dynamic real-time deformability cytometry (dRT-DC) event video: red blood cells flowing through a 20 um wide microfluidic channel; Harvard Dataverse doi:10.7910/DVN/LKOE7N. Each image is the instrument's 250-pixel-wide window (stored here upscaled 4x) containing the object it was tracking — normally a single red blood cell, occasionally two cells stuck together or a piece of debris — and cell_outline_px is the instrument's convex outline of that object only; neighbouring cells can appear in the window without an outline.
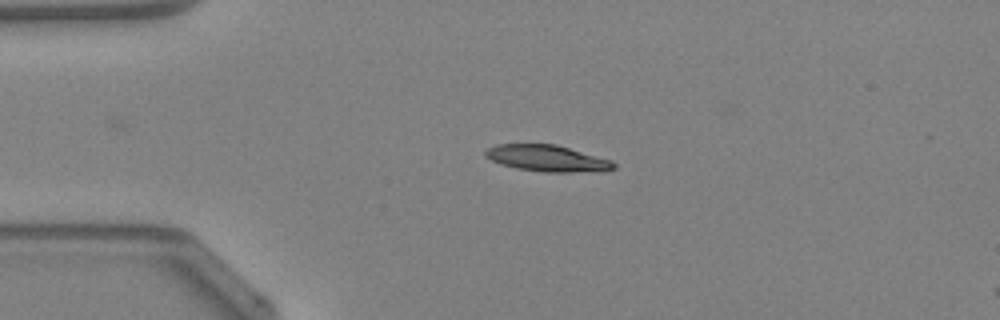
{"species": "Egyptian fruit bat (a non-hibernating species)", "species_latin": "Rousettus aegyptiacus", "temperature_condition": "warm", "stored_images_in_passage": 3, "camera_frame_rate_fps": 3000, "um_per_image_px": 0.085, "animal": {"sex": "female"}, "frame": {"image": 1, "passage_image": 1, "time_ms": 0.0, "image_size_px": [1000, 320], "cell_outline_px": [[616, 168], [604, 172], [544, 172], [516, 168], [500, 164], [484, 156], [484, 152], [488, 148], [496, 144], [556, 144], [612, 160], [616, 164]], "centroid_in_image_um": [46.56, 13.47], "position_along_channel_um": 38.4, "area_um2": 20.0}}